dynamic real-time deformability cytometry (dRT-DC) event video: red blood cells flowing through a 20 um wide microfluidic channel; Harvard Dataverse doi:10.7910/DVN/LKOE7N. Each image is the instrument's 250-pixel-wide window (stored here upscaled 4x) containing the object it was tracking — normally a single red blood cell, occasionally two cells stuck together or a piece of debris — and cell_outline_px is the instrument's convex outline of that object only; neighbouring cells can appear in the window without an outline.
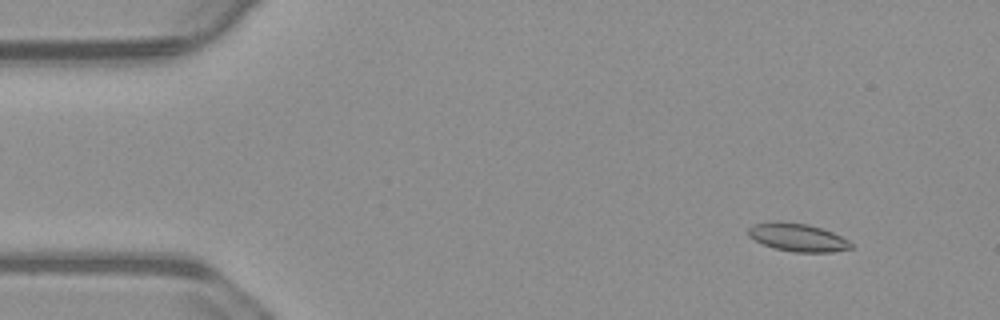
{"species": "common noctule bat (a hibernating species)", "species_latin": "Nyctalus noctula", "temperature_condition": "warm", "stored_images_in_passage": 56, "camera_frame_rate_fps": 3000, "um_per_image_px": 0.085, "animal": {"sex": "male", "body_mass_g": 23.1, "forearm_length_mm": 52.7}, "frame": {"image": 1, "passage_image": 6, "time_ms": 1.667, "image_size_px": [1000, 320], "cell_outline_px": [[852, 248], [832, 252], [792, 252], [772, 248], [748, 236], [748, 228], [752, 224], [808, 224], [832, 232], [848, 240], [852, 244]], "centroid_in_image_um": [67.84, 20.23], "position_along_channel_um": 17.2, "area_um2": 16.07}}
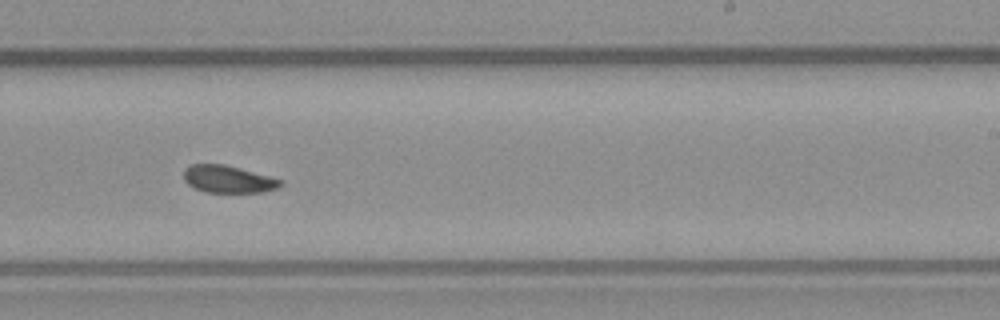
{"frame": {"image": 2, "passage_image": 34, "time_ms": 11.0, "image_size_px": [1000, 320], "cell_outline_px": [[284, 184], [276, 188], [264, 192], [208, 192], [196, 188], [188, 184], [184, 180], [184, 168], [192, 164], [224, 164], [240, 168], [284, 180]], "centroid_in_image_um": [19.42, 15.22], "position_along_channel_um": 269.6, "area_um2": 15.37}}
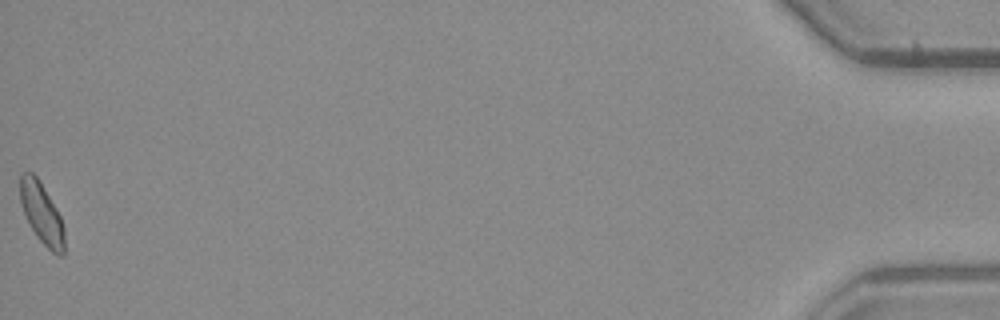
{"frame": {"image": 3, "passage_image": 56, "time_ms": 18.333, "image_size_px": [1000, 320], "cell_outline_px": [[64, 256], [60, 256], [52, 252], [36, 236], [24, 212], [20, 200], [20, 172], [32, 172], [40, 180], [56, 208], [60, 216], [64, 228]], "centroid_in_image_um": [3.55, 18.11], "position_along_channel_um": 431.6, "area_um2": 15.61}, "authors_computed_cell_mechanics": {"area_um2": 16.1262, "velocity_mm_per_s": 3.7233, "shape_relaxation_time_tau1_ms": null, "shape_relaxation_time_tau2_ms": 4.1743, "deformation_change_tau1": null, "deformation_change_tau2": 0.0922}}